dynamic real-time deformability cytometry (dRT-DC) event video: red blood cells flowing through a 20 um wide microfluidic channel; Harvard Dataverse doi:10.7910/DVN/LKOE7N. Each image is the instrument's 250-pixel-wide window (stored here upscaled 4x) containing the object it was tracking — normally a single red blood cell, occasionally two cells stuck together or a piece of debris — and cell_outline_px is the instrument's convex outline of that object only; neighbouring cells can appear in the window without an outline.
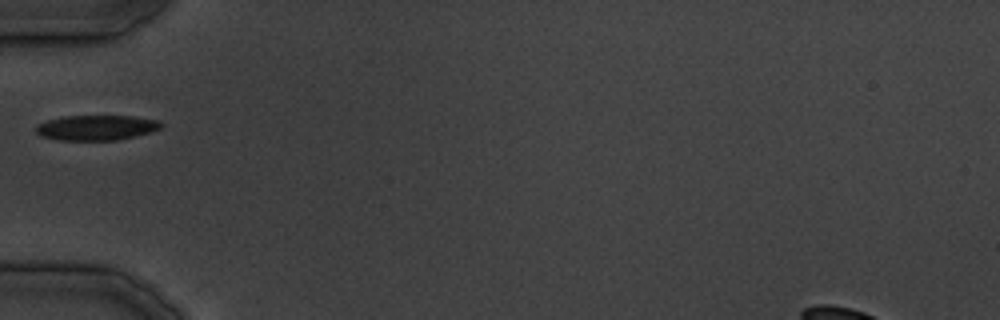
{"species": "common noctule bat (a hibernating species)", "species_latin": "Nyctalus noctula", "temperature_condition": "cold", "stored_images_in_passage": 7, "camera_frame_rate_fps": 3000, "um_per_image_px": 0.085, "animal": {"sex": "male", "body_mass_g": 19.5, "forearm_length_mm": 54.6}, "frame": {"image": 1, "passage_image": 1, "time_ms": 0.0, "image_size_px": [1000, 320], "cell_outline_px": [[164, 124], [160, 128], [152, 132], [136, 136], [116, 140], [60, 140], [40, 136], [36, 132], [36, 124], [48, 120], [64, 116], [132, 116], [156, 120]], "centroid_in_image_um": [8.19, 10.85], "position_along_channel_um": 76.8, "area_um2": 18.32}}